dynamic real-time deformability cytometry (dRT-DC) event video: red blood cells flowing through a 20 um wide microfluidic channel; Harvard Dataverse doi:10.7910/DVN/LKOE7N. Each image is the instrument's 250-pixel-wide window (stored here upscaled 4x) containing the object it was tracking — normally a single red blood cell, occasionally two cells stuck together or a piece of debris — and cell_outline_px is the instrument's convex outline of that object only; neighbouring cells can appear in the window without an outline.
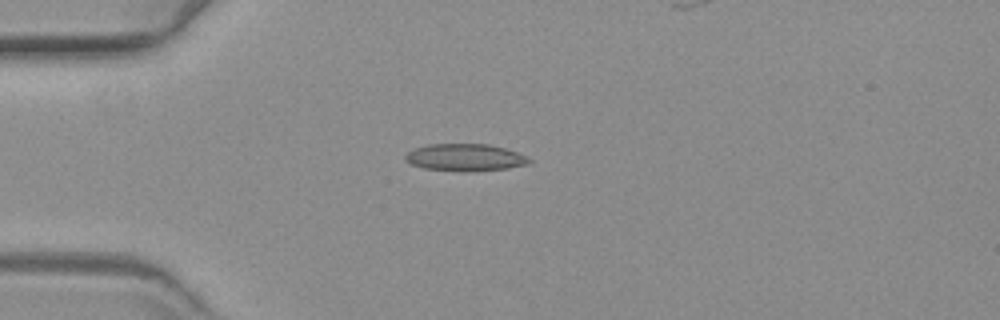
{"species": "common noctule bat (a hibernating species)", "species_latin": "Nyctalus noctula", "temperature_condition": "warm", "stored_images_in_passage": 40, "camera_frame_rate_fps": 3000, "um_per_image_px": 0.085, "animal": {"sex": "female", "body_mass_g": 19.3, "forearm_length_mm": 54.1}, "frame": {"image": 1, "passage_image": 1, "time_ms": 0.0, "image_size_px": [1000, 320], "cell_outline_px": [[532, 160], [528, 164], [508, 168], [468, 172], [424, 168], [412, 164], [404, 160], [404, 156], [412, 148], [428, 144], [488, 144], [504, 148], [516, 152]], "centroid_in_image_um": [39.49, 13.38], "position_along_channel_um": 45.5, "area_um2": 19.59}}
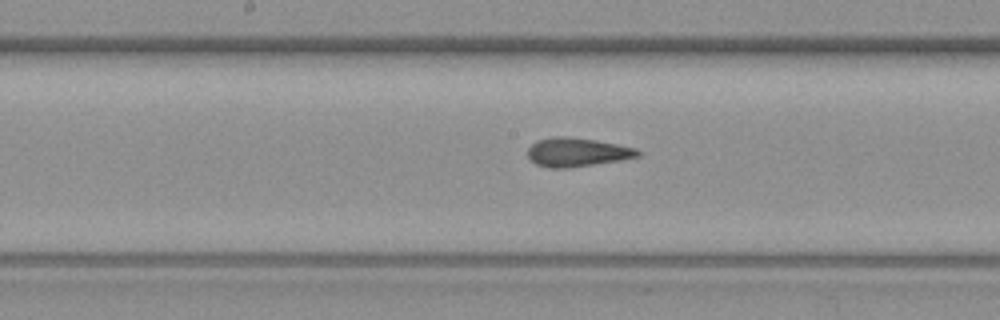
{"frame": {"image": 2, "passage_image": 16, "time_ms": 5.0, "image_size_px": [1000, 320], "cell_outline_px": [[644, 152], [640, 156], [620, 160], [568, 168], [548, 168], [536, 164], [528, 156], [528, 148], [536, 140], [552, 136], [564, 136], [596, 140], [636, 148]], "centroid_in_image_um": [49.06, 12.93], "position_along_channel_um": 199.1, "area_um2": 18.55}}
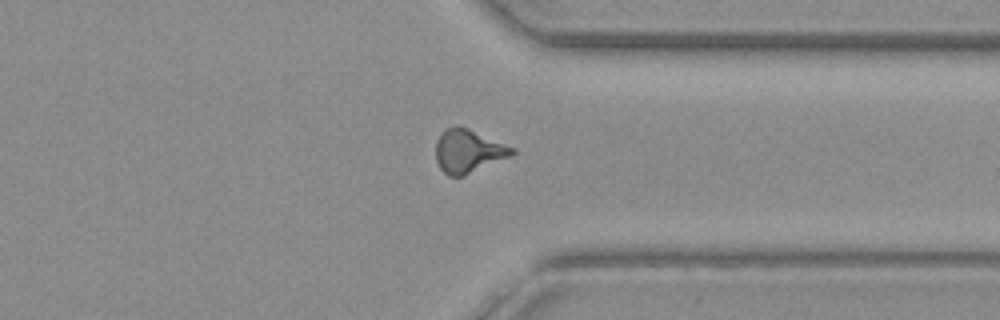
{"frame": {"image": 3, "passage_image": 31, "time_ms": 10.0, "image_size_px": [1000, 320], "cell_outline_px": [[516, 152], [512, 156], [464, 176], [448, 176], [440, 168], [436, 160], [436, 140], [440, 132], [444, 128], [456, 124], [468, 128], [516, 148]], "centroid_in_image_um": [39.8, 12.82], "position_along_channel_um": 371.6, "area_um2": 19.65}}